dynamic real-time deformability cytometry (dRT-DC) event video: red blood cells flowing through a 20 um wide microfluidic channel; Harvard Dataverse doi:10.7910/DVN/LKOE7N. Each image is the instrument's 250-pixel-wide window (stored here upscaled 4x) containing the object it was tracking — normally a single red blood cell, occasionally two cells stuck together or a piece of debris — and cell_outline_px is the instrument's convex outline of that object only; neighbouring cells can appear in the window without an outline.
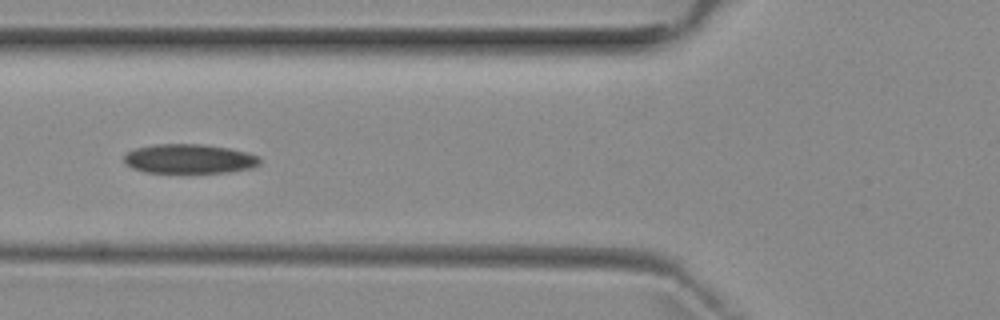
{"species": "common noctule bat (a hibernating species)", "species_latin": "Nyctalus noctula", "temperature_condition": "room temperature", "stored_images_in_passage": 6, "camera_frame_rate_fps": 3000, "um_per_image_px": 0.085, "animal": {"sex": "female", "body_mass_g": 29.2, "forearm_length_mm": 56.3}, "frame": {"image": 1, "passage_image": 6, "time_ms": 5.667, "image_size_px": [1000, 320], "cell_outline_px": [[260, 164], [252, 168], [228, 172], [144, 172], [132, 168], [124, 164], [124, 156], [128, 152], [136, 148], [152, 144], [200, 144], [228, 148], [248, 152], [260, 156]], "centroid_in_image_um": [16.09, 13.49], "position_along_channel_um": 109.7, "area_um2": 23.29}}